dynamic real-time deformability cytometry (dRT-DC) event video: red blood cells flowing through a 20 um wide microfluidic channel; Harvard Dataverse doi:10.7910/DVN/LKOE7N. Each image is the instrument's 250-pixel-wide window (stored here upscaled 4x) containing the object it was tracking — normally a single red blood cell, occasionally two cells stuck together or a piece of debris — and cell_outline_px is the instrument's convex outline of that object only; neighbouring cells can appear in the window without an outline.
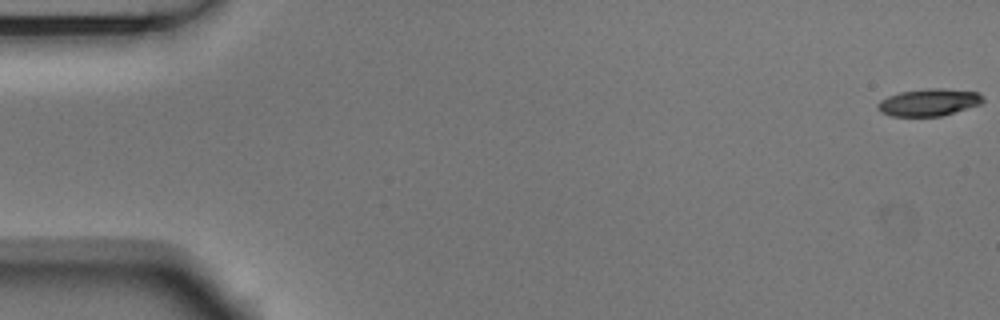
{"species": "Egyptian fruit bat (a non-hibernating species)", "species_latin": "Rousettus aegyptiacus", "temperature_condition": "room temperature", "stored_images_in_passage": 55, "camera_frame_rate_fps": 3000, "um_per_image_px": 0.085, "animal": {"sex": "male"}, "frame": {"image": 1, "passage_image": 1, "time_ms": 0.0, "image_size_px": [1000, 320], "cell_outline_px": [[984, 100], [980, 104], [940, 116], [892, 116], [880, 112], [876, 108], [876, 104], [880, 100], [888, 96], [900, 92], [928, 88], [944, 88], [980, 92], [984, 96]], "centroid_in_image_um": [78.94, 8.69], "position_along_channel_um": 6.1, "area_um2": 16.76}}
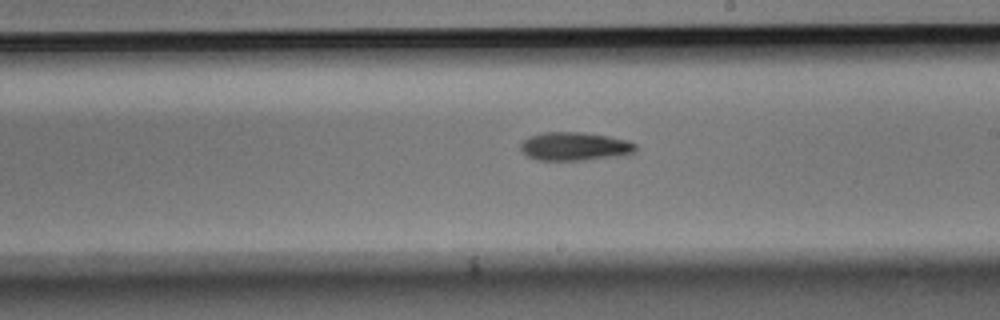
{"frame": {"image": 2, "passage_image": 32, "time_ms": 10.333, "image_size_px": [1000, 320], "cell_outline_px": [[636, 152], [624, 156], [584, 160], [536, 160], [520, 152], [520, 144], [528, 136], [544, 132], [580, 132], [608, 136], [628, 140], [636, 144]], "centroid_in_image_um": [48.86, 12.45], "position_along_channel_um": 240.1, "area_um2": 19.36}}
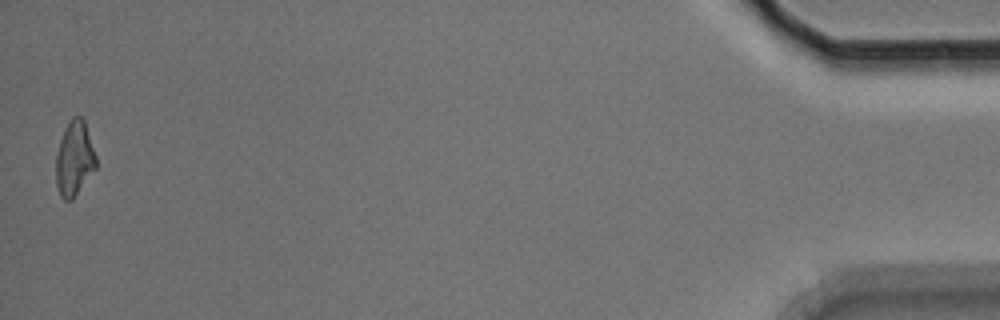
{"frame": {"image": 3, "passage_image": 55, "time_ms": 18.0, "image_size_px": [1000, 320], "cell_outline_px": [[96, 168], [72, 200], [64, 200], [60, 196], [56, 184], [56, 156], [60, 140], [64, 128], [72, 116], [80, 116], [84, 120], [96, 156]], "centroid_in_image_um": [6.31, 13.48], "position_along_channel_um": 428.9, "area_um2": 17.4}, "authors_computed_cell_mechanics": {"area_um2": 18.0914, "velocity_mm_per_s": 3.6776, "shape_relaxation_time_tau1_ms": 4.1105, "shape_relaxation_time_tau2_ms": null, "deformation_change_tau1": 0.1853, "deformation_change_tau2": null}}